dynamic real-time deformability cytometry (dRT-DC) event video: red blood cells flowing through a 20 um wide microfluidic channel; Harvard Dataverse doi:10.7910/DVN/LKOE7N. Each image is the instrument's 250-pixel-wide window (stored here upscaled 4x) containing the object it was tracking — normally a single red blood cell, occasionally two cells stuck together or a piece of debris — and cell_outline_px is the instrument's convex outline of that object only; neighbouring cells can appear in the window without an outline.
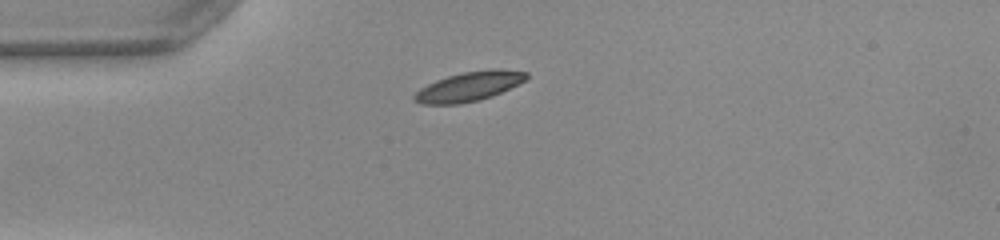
{"species": "common noctule bat (a hibernating species)", "species_latin": "Nyctalus noctula", "temperature_condition": "warm", "stored_images_in_passage": 39, "camera_frame_rate_fps": 3000, "um_per_image_px": 0.085, "animal": {"sex": "female", "body_mass_g": 22.0, "forearm_length_mm": 56.7}, "frame": {"image": 1, "passage_image": 1, "time_ms": 0.0, "image_size_px": [1000, 240], "cell_outline_px": [[528, 76], [524, 80], [492, 96], [460, 104], [420, 104], [412, 100], [412, 96], [420, 88], [436, 80], [448, 76], [464, 72], [492, 68], [500, 68], [528, 72]], "centroid_in_image_um": [39.82, 7.34], "position_along_channel_um": 45.2, "area_um2": 19.07}}
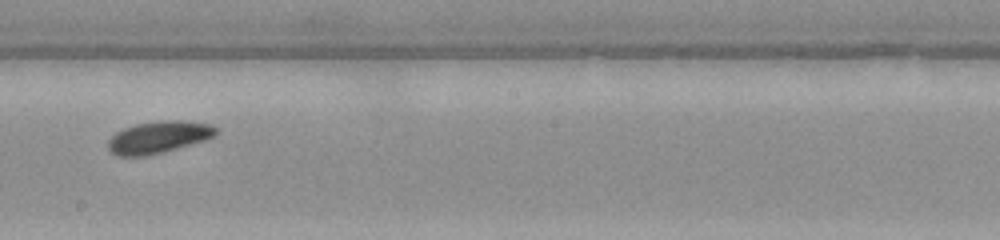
{"frame": {"image": 2, "passage_image": 17, "time_ms": 5.333, "image_size_px": [1000, 240], "cell_outline_px": [[216, 136], [204, 140], [164, 152], [148, 156], [116, 156], [108, 148], [108, 140], [116, 132], [124, 128], [136, 124], [160, 120], [184, 120], [208, 124], [216, 128]], "centroid_in_image_um": [13.46, 11.66], "position_along_channel_um": 234.7, "area_um2": 20.11}}
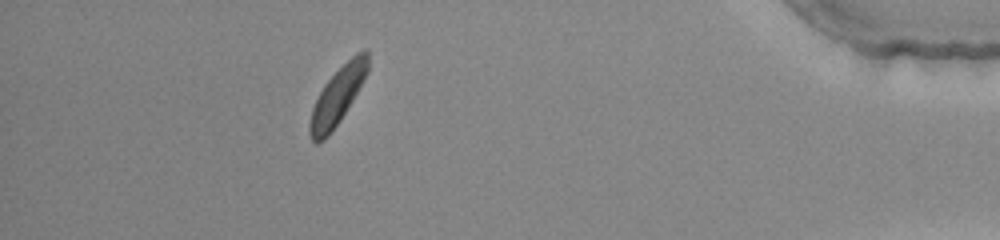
{"frame": {"image": 3, "passage_image": 34, "time_ms": 11.0, "image_size_px": [1000, 240], "cell_outline_px": [[368, 72], [340, 120], [328, 136], [324, 140], [316, 144], [312, 140], [308, 132], [308, 124], [312, 108], [324, 84], [356, 52], [364, 48], [368, 48]], "centroid_in_image_um": [28.67, 8.17], "position_along_channel_um": 406.5, "area_um2": 19.07}, "authors_computed_cell_mechanics": {"area_um2": 19.3052, "velocity_mm_per_s": 3.9309, "shape_relaxation_time_tau1_ms": 2.3042, "shape_relaxation_time_tau2_ms": null, "deformation_change_tau1": 0.1152, "deformation_change_tau2": null}}